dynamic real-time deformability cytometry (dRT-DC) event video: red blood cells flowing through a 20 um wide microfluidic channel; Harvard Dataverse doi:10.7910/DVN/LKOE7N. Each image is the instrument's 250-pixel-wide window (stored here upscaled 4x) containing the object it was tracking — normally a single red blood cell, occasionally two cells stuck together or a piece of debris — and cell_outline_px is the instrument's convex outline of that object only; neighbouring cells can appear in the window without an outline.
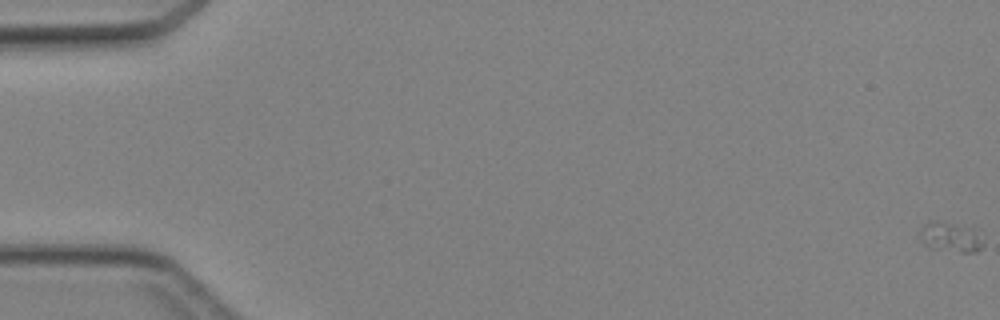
{"species": "Egyptian fruit bat (a non-hibernating species)", "species_latin": "Rousettus aegyptiacus", "temperature_condition": "cold", "stored_images_in_passage": 48, "camera_frame_rate_fps": 3000, "um_per_image_px": 0.085, "animal": {"sex": "female"}, "frame": {"image": 1, "passage_image": 1, "time_ms": 0.0, "image_size_px": [1000, 320], "cell_outline_px": [[984, 244], [976, 252], [960, 252], [928, 248], [924, 244], [920, 232], [932, 220], [940, 220], [972, 228], [984, 240]], "centroid_in_image_um": [80.84, 20.16], "position_along_channel_um": 4.2, "area_um2": 10.87}}
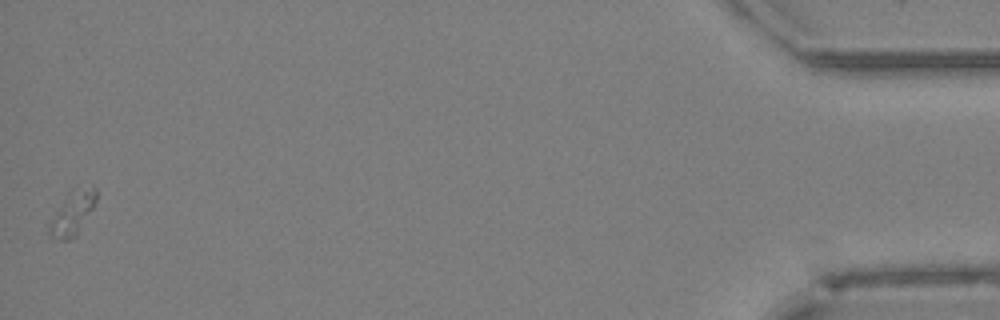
{"frame": {"image": 2, "passage_image": 48, "time_ms": 15.667, "image_size_px": [1000, 320], "cell_outline_px": [[96, 200], [92, 208], [76, 236], [68, 240], [60, 240], [52, 236], [48, 232], [48, 224], [64, 200], [92, 188], [96, 188]], "centroid_in_image_um": [6.12, 18.3], "position_along_channel_um": 429.1, "area_um2": 10.52}}